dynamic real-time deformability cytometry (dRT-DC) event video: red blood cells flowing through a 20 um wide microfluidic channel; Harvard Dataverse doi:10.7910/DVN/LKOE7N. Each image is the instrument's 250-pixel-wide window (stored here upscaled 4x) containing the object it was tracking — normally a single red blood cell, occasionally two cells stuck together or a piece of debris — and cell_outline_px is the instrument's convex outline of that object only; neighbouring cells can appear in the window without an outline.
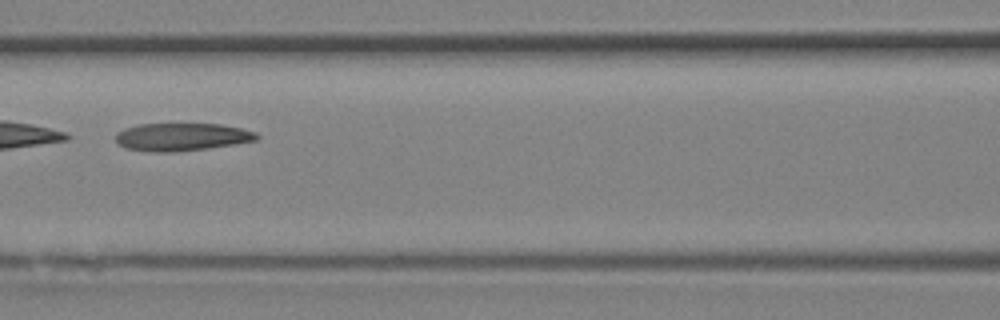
{"species": "Egyptian fruit bat (a non-hibernating species)", "species_latin": "Rousettus aegyptiacus", "temperature_condition": "room temperature", "stored_images_in_passage": 23, "camera_frame_rate_fps": 3000, "um_per_image_px": 0.085, "animal": {"sex": "female"}, "frame": {"image": 1, "passage_image": 14, "time_ms": 4.333, "image_size_px": [1000, 320], "cell_outline_px": [[260, 140], [208, 148], [172, 152], [148, 152], [124, 148], [116, 140], [116, 132], [124, 128], [140, 124], [220, 124], [240, 128], [256, 132], [260, 136]], "centroid_in_image_um": [15.45, 11.64], "position_along_channel_um": 151.1, "area_um2": 22.95}}